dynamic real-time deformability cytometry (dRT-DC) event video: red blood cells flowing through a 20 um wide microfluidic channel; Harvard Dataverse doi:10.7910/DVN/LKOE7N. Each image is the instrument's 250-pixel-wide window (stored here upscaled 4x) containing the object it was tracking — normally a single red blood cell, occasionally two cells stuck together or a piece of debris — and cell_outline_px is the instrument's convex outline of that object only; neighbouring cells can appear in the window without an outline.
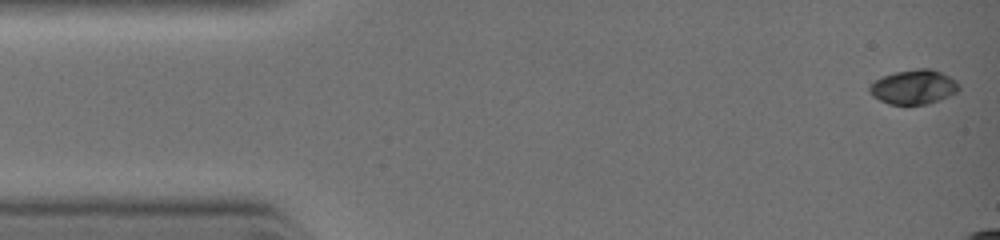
{"species": "common noctule bat (a hibernating species)", "species_latin": "Nyctalus noctula", "temperature_condition": "warm", "stored_images_in_passage": 7, "camera_frame_rate_fps": 3000, "um_per_image_px": 0.085, "animal": {"sex": "female", "body_mass_g": 19.0, "forearm_length_mm": 51.5}, "frame": {"image": 1, "passage_image": 1, "time_ms": 0.0, "image_size_px": [1000, 240], "cell_outline_px": [[960, 88], [956, 92], [940, 100], [928, 104], [888, 104], [872, 96], [868, 92], [868, 88], [876, 80], [884, 76], [896, 72], [916, 68], [928, 68], [940, 72], [956, 80], [960, 84]], "centroid_in_image_um": [77.67, 7.4], "position_along_channel_um": 7.3, "area_um2": 17.86}}